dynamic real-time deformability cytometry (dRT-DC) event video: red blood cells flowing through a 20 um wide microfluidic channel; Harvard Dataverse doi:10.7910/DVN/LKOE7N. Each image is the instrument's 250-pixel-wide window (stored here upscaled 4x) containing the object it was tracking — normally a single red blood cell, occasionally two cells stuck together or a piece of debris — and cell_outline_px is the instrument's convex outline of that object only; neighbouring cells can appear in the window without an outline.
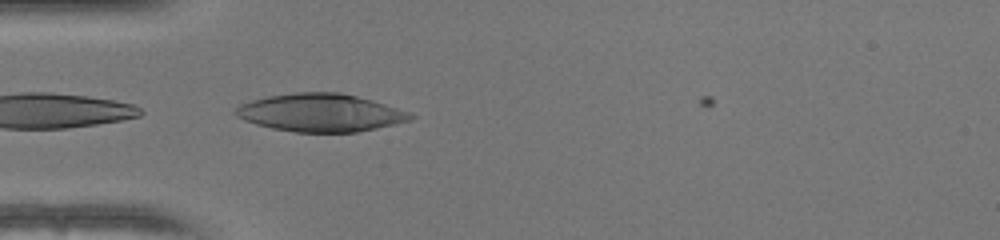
{"species": "human", "species_latin": "Homo sapiens", "temperature_condition": "warm", "stored_images_in_passage": 11, "camera_frame_rate_fps": 3000, "um_per_image_px": 0.085, "donor": {"sex": "female"}, "frame": {"image": 1, "passage_image": 1, "time_ms": 0.0, "image_size_px": [1000, 240], "cell_outline_px": [[416, 116], [412, 120], [376, 128], [356, 132], [296, 132], [272, 128], [256, 124], [244, 120], [236, 116], [232, 112], [240, 104], [252, 100], [268, 96], [296, 92], [340, 92], [372, 100], [412, 112]], "centroid_in_image_um": [27.26, 9.58], "position_along_channel_um": 57.7, "area_um2": 38.67}}
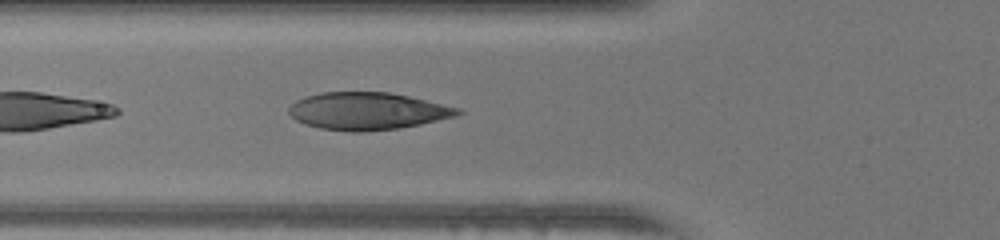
{"frame": {"image": 2, "passage_image": 4, "time_ms": 1.0, "image_size_px": [1000, 240], "cell_outline_px": [[464, 112], [456, 116], [420, 124], [400, 128], [364, 132], [352, 132], [320, 128], [304, 124], [296, 120], [288, 112], [288, 108], [296, 100], [304, 96], [320, 92], [388, 92], [408, 96], [460, 108]], "centroid_in_image_um": [31.21, 9.44], "position_along_channel_um": 94.6, "area_um2": 36.82}}
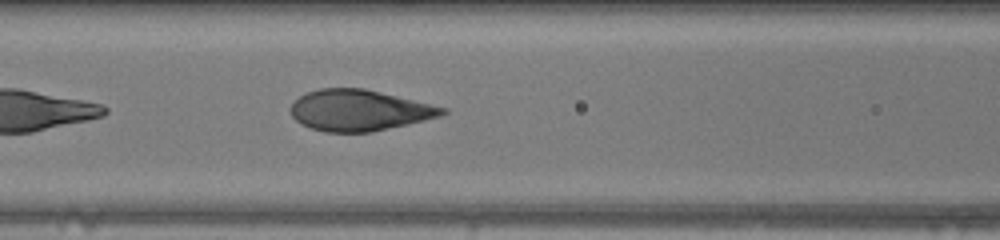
{"frame": {"image": 3, "passage_image": 7, "time_ms": 2.0, "image_size_px": [1000, 240], "cell_outline_px": [[448, 112], [440, 116], [424, 120], [372, 132], [324, 132], [300, 124], [292, 116], [288, 108], [300, 96], [308, 92], [320, 88], [364, 88], [448, 108]], "centroid_in_image_um": [30.51, 9.38], "position_along_channel_um": 136.1, "area_um2": 36.18}}